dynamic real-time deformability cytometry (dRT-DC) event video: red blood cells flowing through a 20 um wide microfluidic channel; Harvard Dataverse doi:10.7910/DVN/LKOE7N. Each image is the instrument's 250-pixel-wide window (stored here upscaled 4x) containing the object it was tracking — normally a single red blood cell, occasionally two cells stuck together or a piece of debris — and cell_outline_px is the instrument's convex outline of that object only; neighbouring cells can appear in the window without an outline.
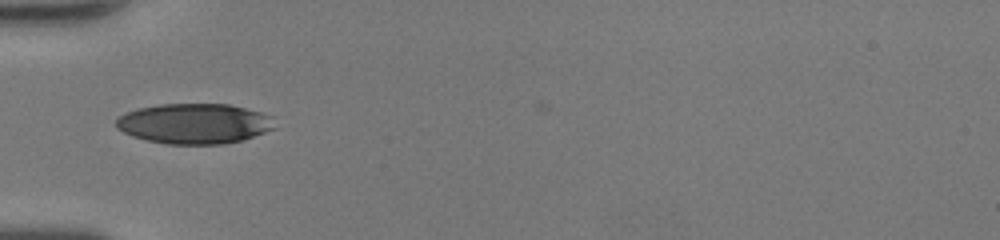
{"species": "human", "species_latin": "Homo sapiens", "temperature_condition": "room temperature", "stored_images_in_passage": 33, "camera_frame_rate_fps": 3000, "um_per_image_px": 0.085, "donor": {"sex": "female"}, "frame": {"image": 1, "passage_image": 1, "time_ms": 0.0, "image_size_px": [1000, 240], "cell_outline_px": [[276, 128], [244, 140], [224, 144], [164, 144], [132, 136], [116, 128], [116, 120], [120, 116], [136, 108], [160, 104], [228, 104], [260, 112], [272, 116]], "centroid_in_image_um": [16.54, 10.51], "position_along_channel_um": 68.5, "area_um2": 37.34}}
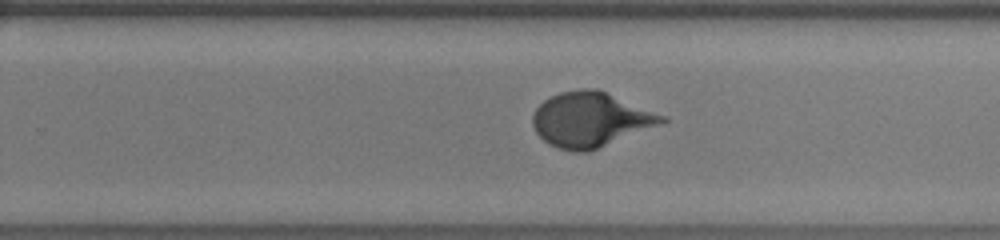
{"frame": {"image": 2, "passage_image": 16, "time_ms": 5.0, "image_size_px": [1000, 240], "cell_outline_px": [[668, 120], [660, 124], [588, 152], [572, 152], [556, 148], [548, 144], [536, 132], [532, 124], [532, 116], [536, 108], [544, 100], [560, 92], [580, 88], [596, 88], [668, 116]], "centroid_in_image_um": [50.19, 10.16], "position_along_channel_um": 279.6, "area_um2": 41.27}}
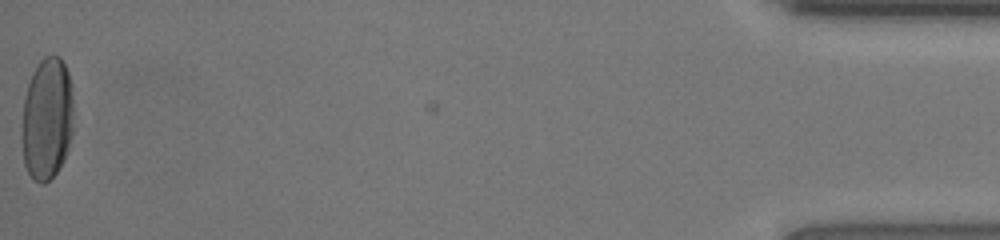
{"frame": {"image": 3, "passage_image": 33, "time_ms": 10.667, "image_size_px": [1000, 240], "cell_outline_px": [[72, 136], [64, 160], [56, 172], [44, 184], [40, 184], [32, 180], [24, 164], [24, 100], [28, 84], [32, 72], [40, 60], [44, 56], [60, 56], [68, 72], [72, 84]], "centroid_in_image_um": [4.03, 10.08], "position_along_channel_um": 431.2, "area_um2": 36.53}, "authors_computed_cell_mechanics": {"area_um2": 38.6104, "velocity_mm_per_s": 4.2827, "shape_relaxation_time_tau1_ms": 4.2938, "shape_relaxation_time_tau2_ms": null, "deformation_change_tau1": 0.2122, "deformation_change_tau2": null}}